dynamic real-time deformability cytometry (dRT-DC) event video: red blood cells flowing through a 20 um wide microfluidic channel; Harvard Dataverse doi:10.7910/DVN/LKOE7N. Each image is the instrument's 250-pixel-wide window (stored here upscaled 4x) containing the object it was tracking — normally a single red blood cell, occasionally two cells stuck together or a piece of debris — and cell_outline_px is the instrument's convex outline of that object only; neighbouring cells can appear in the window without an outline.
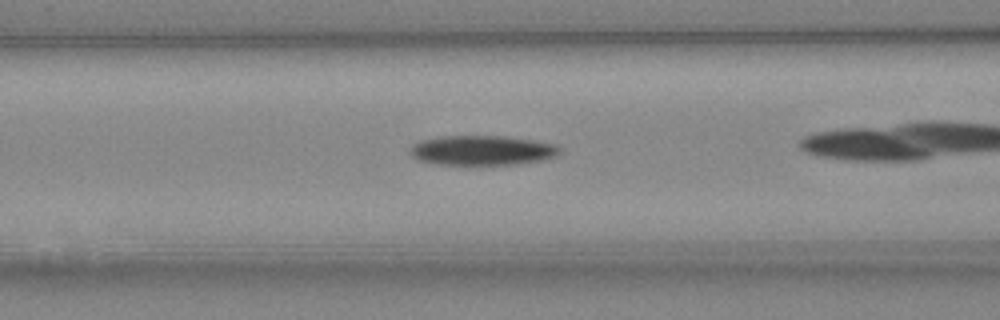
{"species": "Egyptian fruit bat (a non-hibernating species)", "species_latin": "Rousettus aegyptiacus", "temperature_condition": "cold", "stored_images_in_passage": 36, "camera_frame_rate_fps": 3000, "um_per_image_px": 0.085, "animal": {"sex": "female"}, "frame": {"image": 1, "passage_image": 16, "time_ms": 5.0, "image_size_px": [1000, 320], "cell_outline_px": [[560, 152], [556, 156], [540, 160], [516, 164], [440, 164], [416, 160], [408, 152], [412, 144], [420, 140], [440, 136], [508, 136], [556, 144], [560, 148]], "centroid_in_image_um": [40.94, 12.77], "position_along_channel_um": 125.7, "area_um2": 25.95}}